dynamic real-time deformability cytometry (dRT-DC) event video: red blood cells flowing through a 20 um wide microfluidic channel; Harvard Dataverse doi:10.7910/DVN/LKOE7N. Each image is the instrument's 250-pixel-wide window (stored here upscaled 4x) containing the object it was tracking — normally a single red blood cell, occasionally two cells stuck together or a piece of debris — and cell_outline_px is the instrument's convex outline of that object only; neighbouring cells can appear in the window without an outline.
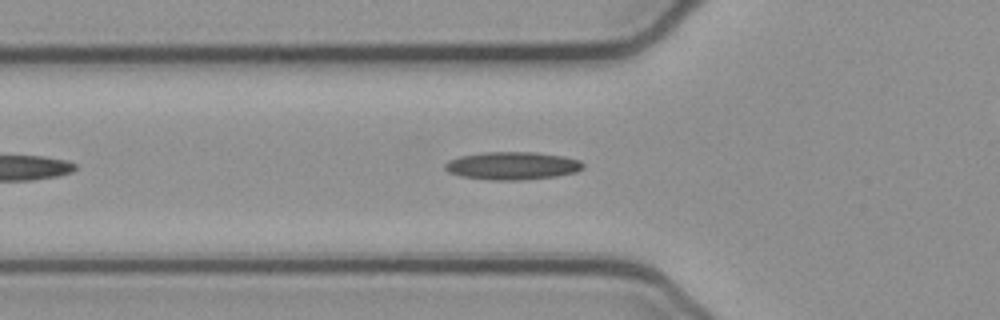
{"species": "common noctule bat (a hibernating species)", "species_latin": "Nyctalus noctula", "temperature_condition": "cold", "stored_images_in_passage": 25, "camera_frame_rate_fps": 3000, "um_per_image_px": 0.085, "animal": {"sex": "female", "body_mass_g": 21.9}, "frame": {"image": 1, "passage_image": 8, "time_ms": 2.333, "image_size_px": [1000, 320], "cell_outline_px": [[584, 168], [576, 172], [556, 176], [516, 180], [492, 180], [460, 176], [448, 172], [444, 168], [444, 164], [448, 160], [460, 156], [484, 152], [536, 152], [564, 156], [580, 160], [584, 164]], "centroid_in_image_um": [43.54, 14.08], "position_along_channel_um": 82.3, "area_um2": 22.48}}
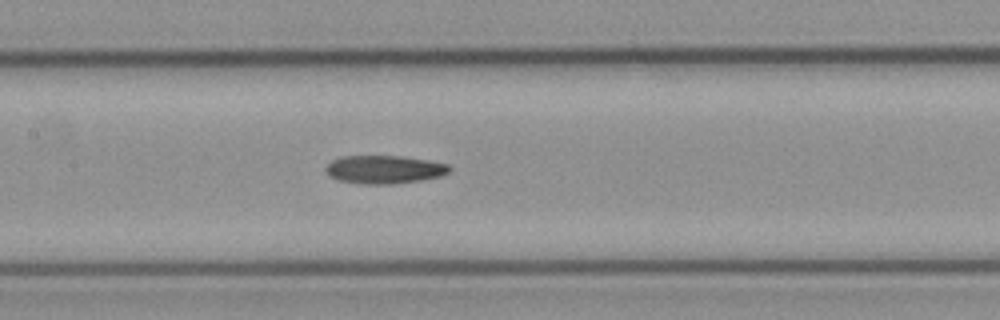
{"frame": {"image": 2, "passage_image": 15, "time_ms": 4.667, "image_size_px": [1000, 320], "cell_outline_px": [[452, 168], [448, 172], [440, 176], [424, 180], [392, 184], [356, 184], [336, 180], [328, 176], [324, 172], [324, 168], [332, 160], [340, 156], [400, 156], [428, 160], [448, 164]], "centroid_in_image_um": [32.61, 14.42], "position_along_channel_um": 174.8, "area_um2": 20.69}}
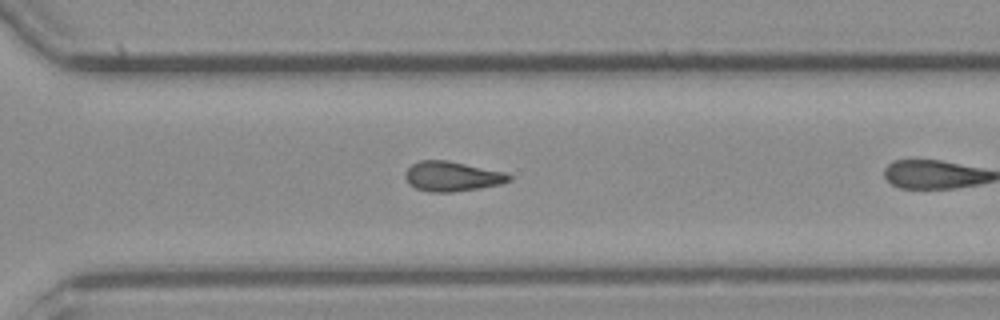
{"frame": {"image": 3, "passage_image": 24, "time_ms": 7.667, "image_size_px": [1000, 320], "cell_outline_px": [[512, 180], [500, 184], [480, 188], [452, 192], [428, 192], [416, 188], [408, 184], [404, 176], [404, 172], [412, 164], [420, 160], [444, 160], [504, 172], [512, 176]], "centroid_in_image_um": [38.39, 15.0], "position_along_channel_um": 332.2, "area_um2": 17.98}}